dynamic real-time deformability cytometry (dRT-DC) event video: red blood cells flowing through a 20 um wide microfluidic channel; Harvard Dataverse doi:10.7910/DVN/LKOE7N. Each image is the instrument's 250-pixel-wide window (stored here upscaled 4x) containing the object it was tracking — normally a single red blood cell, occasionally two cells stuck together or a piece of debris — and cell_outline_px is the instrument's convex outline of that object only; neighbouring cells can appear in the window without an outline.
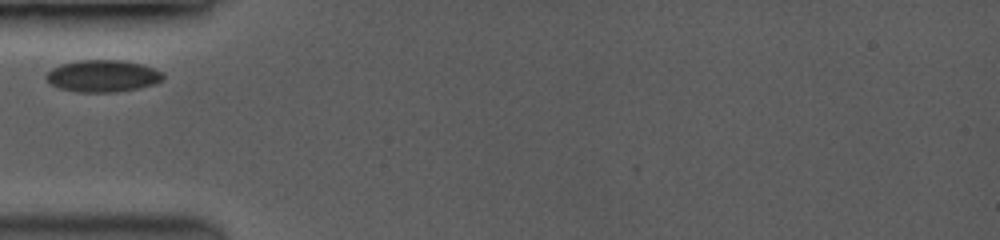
{"species": "common noctule bat (a hibernating species)", "species_latin": "Nyctalus noctula", "temperature_condition": "room temperature", "stored_images_in_passage": 14, "camera_frame_rate_fps": 3500, "um_per_image_px": 0.085, "animal": {"sex": "female", "body_mass_g": 19.0, "forearm_length_mm": 53.3}, "frame": {"image": 1, "passage_image": 1, "time_ms": 0.0, "image_size_px": [1000, 240], "cell_outline_px": [[164, 80], [152, 84], [136, 88], [112, 92], [84, 92], [60, 88], [52, 84], [44, 76], [52, 68], [60, 64], [80, 60], [124, 60], [140, 64], [152, 68], [160, 72], [164, 76]], "centroid_in_image_um": [8.71, 6.44], "position_along_channel_um": 76.3, "area_um2": 21.39}}
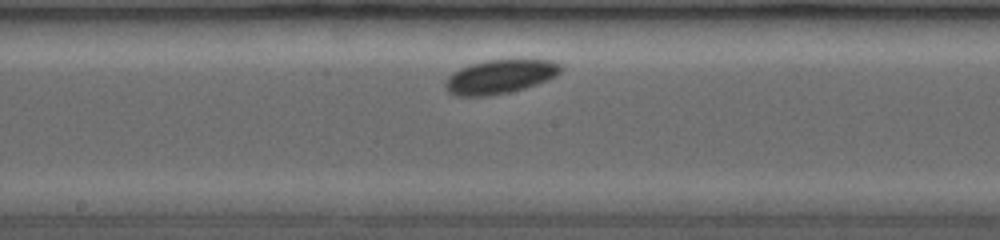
{"frame": {"image": 2, "passage_image": 8, "time_ms": 3.429, "image_size_px": [1000, 240], "cell_outline_px": [[564, 68], [556, 76], [548, 80], [536, 84], [504, 92], [480, 96], [460, 96], [448, 92], [444, 84], [444, 80], [452, 72], [468, 64], [484, 60], [552, 60], [560, 64]], "centroid_in_image_um": [42.47, 6.49], "position_along_channel_um": 205.7, "area_um2": 22.6}}
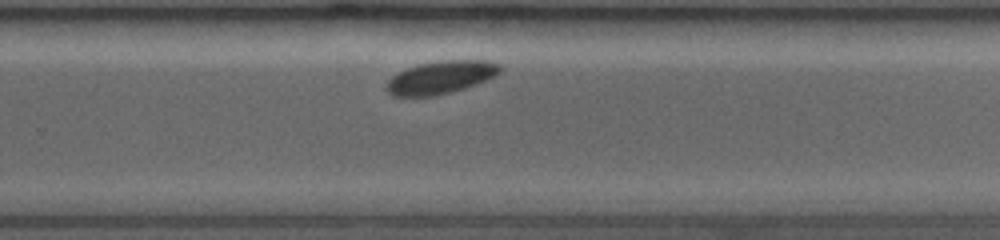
{"frame": {"image": 3, "passage_image": 13, "time_ms": 5.714, "image_size_px": [1000, 240], "cell_outline_px": [[500, 72], [484, 80], [448, 92], [428, 96], [392, 96], [384, 88], [388, 80], [392, 76], [408, 68], [420, 64], [440, 60], [484, 60], [500, 64]], "centroid_in_image_um": [37.4, 6.56], "position_along_channel_um": 292.4, "area_um2": 21.1}}